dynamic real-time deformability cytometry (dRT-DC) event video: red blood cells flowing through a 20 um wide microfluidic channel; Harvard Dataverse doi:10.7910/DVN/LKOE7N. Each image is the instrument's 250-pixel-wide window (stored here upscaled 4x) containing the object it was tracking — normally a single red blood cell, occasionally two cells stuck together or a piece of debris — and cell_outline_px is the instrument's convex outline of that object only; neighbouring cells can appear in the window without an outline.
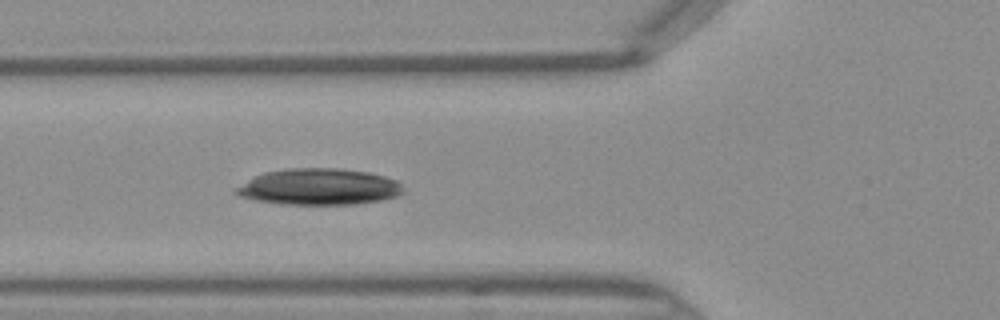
{"species": "Egyptian fruit bat (a non-hibernating species)", "species_latin": "Rousettus aegyptiacus", "temperature_condition": "warm", "stored_images_in_passage": 46, "camera_frame_rate_fps": 3000, "um_per_image_px": 0.085, "frame": {"image": 1, "passage_image": 17, "time_ms": 5.333, "image_size_px": [1000, 320], "cell_outline_px": [[404, 192], [396, 196], [380, 200], [356, 204], [280, 204], [256, 200], [240, 196], [232, 192], [236, 188], [248, 180], [264, 172], [288, 168], [340, 168], [368, 172], [384, 176], [396, 180], [404, 188]], "centroid_in_image_um": [27.12, 15.87], "position_along_channel_um": 98.7, "area_um2": 35.32}}
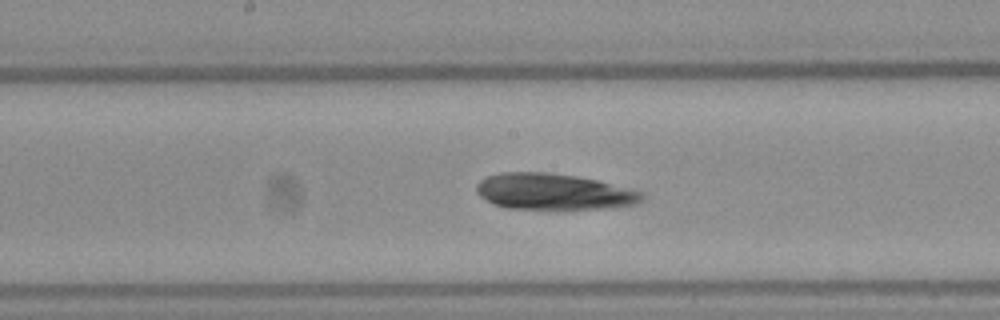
{"frame": {"image": 2, "passage_image": 24, "time_ms": 7.667, "image_size_px": [1000, 320], "cell_outline_px": [[644, 200], [636, 204], [604, 208], [552, 212], [508, 208], [492, 204], [480, 196], [476, 192], [476, 184], [480, 180], [488, 176], [500, 172], [548, 172], [576, 176], [600, 180], [644, 192]], "centroid_in_image_um": [47.07, 16.33], "position_along_channel_um": 201.1, "area_um2": 36.24}}
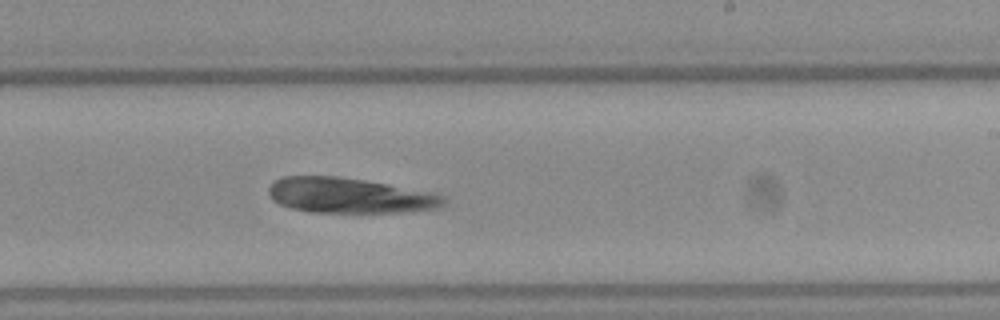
{"frame": {"image": 3, "passage_image": 28, "time_ms": 9.0, "image_size_px": [1000, 320], "cell_outline_px": [[448, 200], [440, 208], [400, 212], [312, 212], [292, 208], [280, 204], [272, 200], [268, 192], [268, 188], [276, 180], [284, 176], [336, 176], [364, 180], [388, 184], [432, 192], [444, 196]], "centroid_in_image_um": [29.73, 16.62], "position_along_channel_um": 259.3, "area_um2": 35.89}}